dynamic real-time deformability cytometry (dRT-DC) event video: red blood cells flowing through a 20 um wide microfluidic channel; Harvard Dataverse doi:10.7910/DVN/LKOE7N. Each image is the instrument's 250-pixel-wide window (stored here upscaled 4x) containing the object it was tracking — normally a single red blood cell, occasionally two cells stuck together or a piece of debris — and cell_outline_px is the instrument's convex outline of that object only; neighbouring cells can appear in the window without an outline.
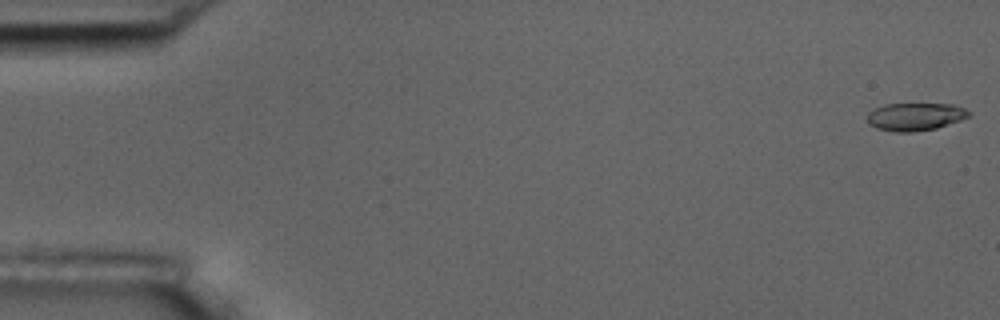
{"species": "common noctule bat (a hibernating species)", "species_latin": "Nyctalus noctula", "temperature_condition": "room temperature", "stored_images_in_passage": 56, "camera_frame_rate_fps": 3000, "um_per_image_px": 0.085, "animal": {"sex": "male", "body_mass_g": 17.5, "forearm_length_mm": 52.3}, "frame": {"image": 1, "passage_image": 1, "time_ms": 0.0, "image_size_px": [1000, 320], "cell_outline_px": [[972, 116], [936, 128], [912, 132], [896, 132], [876, 128], [868, 124], [868, 112], [884, 104], [956, 104], [972, 112]], "centroid_in_image_um": [77.82, 9.91], "position_along_channel_um": 7.2, "area_um2": 16.53}}
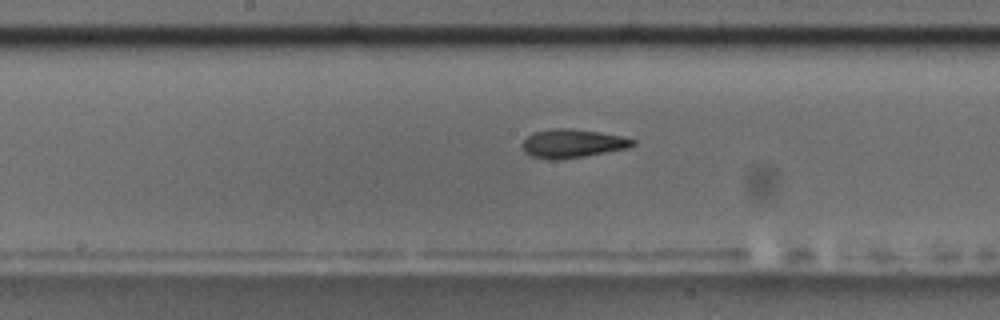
{"frame": {"image": 2, "passage_image": 29, "time_ms": 9.333, "image_size_px": [1000, 320], "cell_outline_px": [[636, 144], [628, 148], [584, 156], [556, 160], [548, 160], [532, 156], [524, 152], [520, 144], [532, 132], [552, 128], [568, 128], [600, 132], [620, 136], [636, 140]], "centroid_in_image_um": [48.62, 12.19], "position_along_channel_um": 199.6, "area_um2": 18.5}}
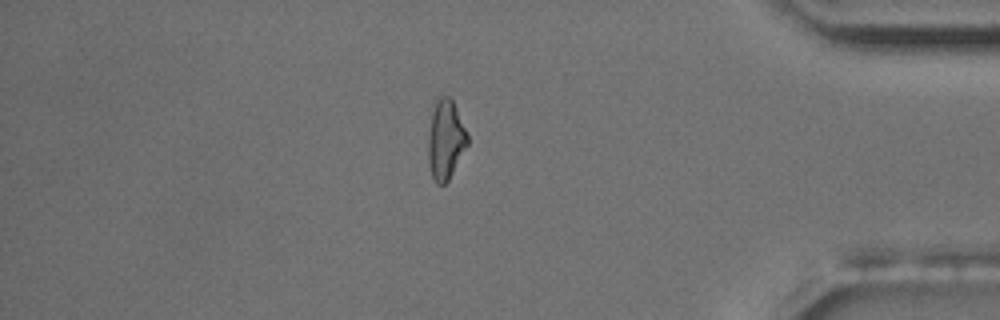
{"frame": {"image": 3, "passage_image": 48, "time_ms": 15.667, "image_size_px": [1000, 320], "cell_outline_px": [[468, 144], [448, 180], [444, 184], [436, 184], [432, 176], [428, 164], [428, 136], [432, 112], [436, 96], [448, 96], [452, 100], [468, 136]], "centroid_in_image_um": [37.85, 11.87], "position_along_channel_um": 397.4, "area_um2": 18.03}, "authors_computed_cell_mechanics": {"area_um2": 18.0047, "velocity_mm_per_s": 3.6276, "shape_relaxation_time_tau1_ms": 4.6629, "shape_relaxation_time_tau2_ms": 3.1848, "deformation_change_tau1": 0.1669, "deformation_change_tau2": 0.1053}}